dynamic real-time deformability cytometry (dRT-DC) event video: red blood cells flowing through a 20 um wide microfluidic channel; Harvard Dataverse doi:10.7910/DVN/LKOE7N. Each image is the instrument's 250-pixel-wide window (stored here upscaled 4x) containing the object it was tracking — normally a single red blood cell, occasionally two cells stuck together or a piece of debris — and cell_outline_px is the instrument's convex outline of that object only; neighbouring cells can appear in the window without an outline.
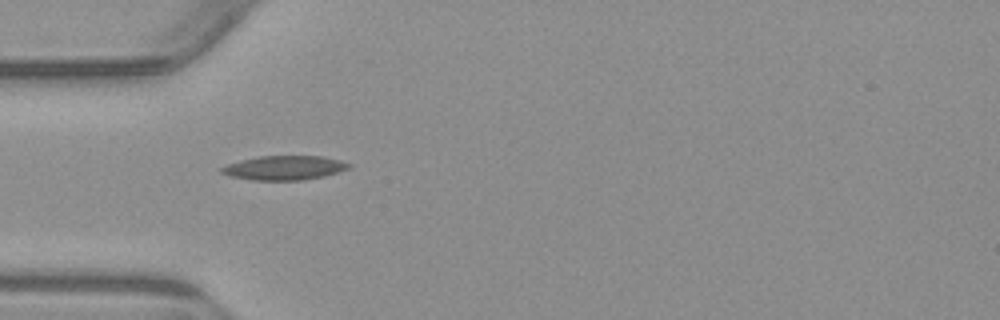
{"species": "common noctule bat (a hibernating species)", "species_latin": "Nyctalus noctula", "temperature_condition": "warm", "stored_images_in_passage": 2, "camera_frame_rate_fps": 3000, "um_per_image_px": 0.085, "animal": {"sex": "male", "body_mass_g": 23.1, "forearm_length_mm": 52.7}, "frame": {"image": 1, "passage_image": 1, "time_ms": 0.0, "image_size_px": [1000, 320], "cell_outline_px": [[352, 164], [348, 168], [324, 176], [304, 180], [252, 180], [232, 176], [220, 172], [220, 168], [228, 164], [240, 160], [260, 156], [324, 156], [340, 160]], "centroid_in_image_um": [24.17, 14.26], "position_along_channel_um": 60.8, "area_um2": 17.86}}
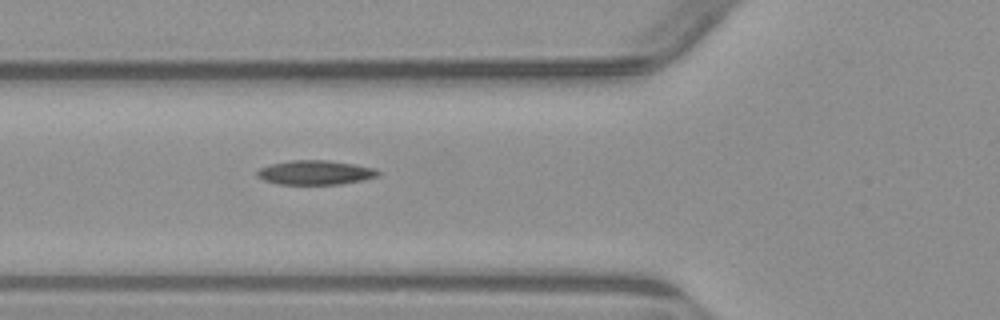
{"frame": {"image": 2, "passage_image": 2, "time_ms": 1.0, "image_size_px": [1000, 320], "cell_outline_px": [[380, 176], [340, 184], [276, 184], [264, 180], [256, 176], [256, 172], [260, 168], [272, 164], [292, 160], [328, 160], [376, 168], [380, 172]], "centroid_in_image_um": [26.8, 14.66], "position_along_channel_um": 99.0, "area_um2": 17.05}}